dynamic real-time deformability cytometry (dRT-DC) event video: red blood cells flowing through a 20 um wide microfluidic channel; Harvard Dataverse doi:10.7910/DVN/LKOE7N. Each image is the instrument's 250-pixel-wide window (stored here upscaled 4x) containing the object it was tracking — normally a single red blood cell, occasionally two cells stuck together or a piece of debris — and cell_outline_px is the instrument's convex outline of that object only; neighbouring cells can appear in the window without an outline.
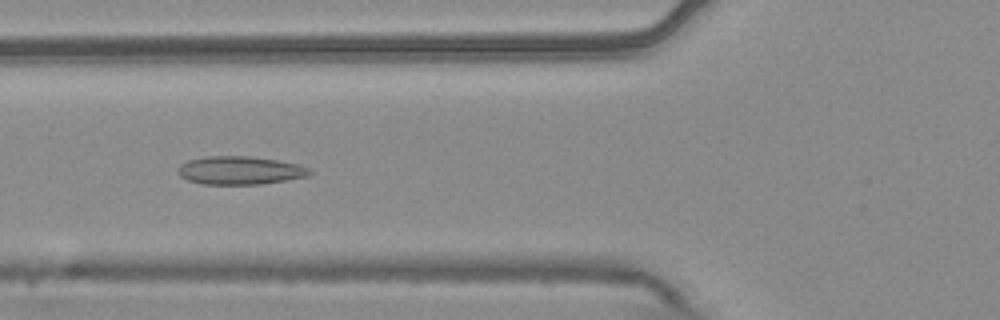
{"species": "common noctule bat (a hibernating species)", "species_latin": "Nyctalus noctula", "temperature_condition": "warm", "stored_images_in_passage": 7, "camera_frame_rate_fps": 3000, "um_per_image_px": 0.085, "animal": {"sex": "male", "body_mass_g": 20.4}, "frame": {"image": 1, "passage_image": 5, "time_ms": 1.333, "image_size_px": [1000, 320], "cell_outline_px": [[312, 172], [308, 176], [260, 184], [200, 184], [188, 180], [180, 176], [176, 172], [176, 168], [180, 164], [188, 160], [208, 156], [248, 156], [276, 160], [296, 164], [308, 168]], "centroid_in_image_um": [20.32, 14.48], "position_along_channel_um": 105.5, "area_um2": 21.56}}
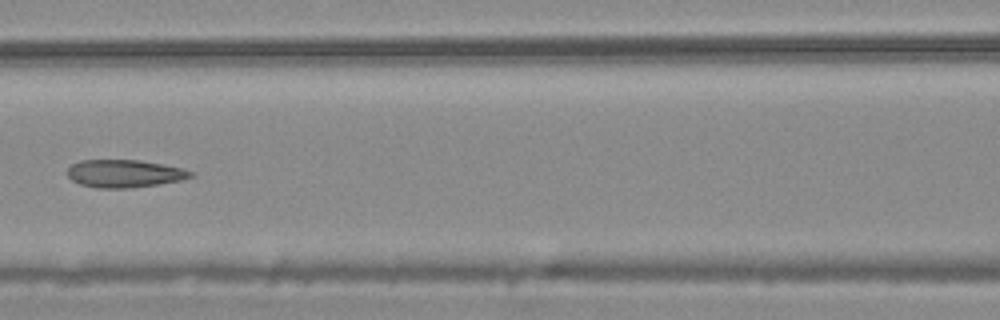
{"frame": {"image": 2, "passage_image": 6, "time_ms": 1.667, "image_size_px": [1000, 320], "cell_outline_px": [[196, 176], [180, 180], [156, 184], [128, 188], [96, 188], [80, 184], [72, 180], [68, 176], [68, 168], [72, 164], [80, 160], [140, 160], [184, 168], [196, 172]], "centroid_in_image_um": [10.61, 14.75], "position_along_channel_um": 156.0, "area_um2": 20.0}}
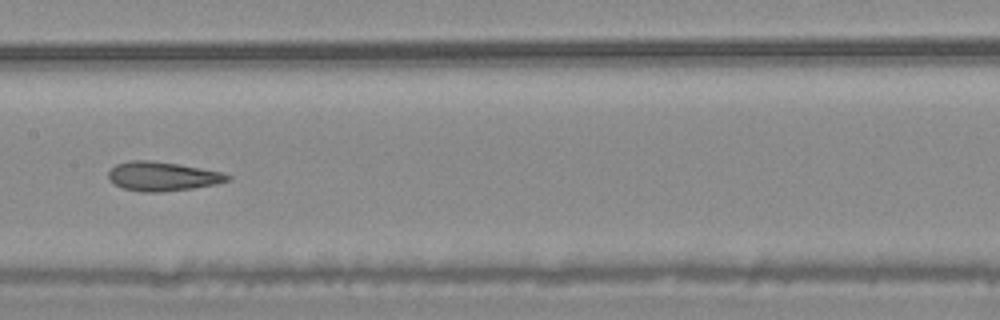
{"frame": {"image": 3, "passage_image": 7, "time_ms": 2.0, "image_size_px": [1000, 320], "cell_outline_px": [[232, 180], [216, 184], [192, 188], [160, 192], [144, 192], [124, 188], [116, 184], [108, 176], [108, 172], [116, 164], [132, 160], [148, 160], [176, 164], [220, 172], [232, 176]], "centroid_in_image_um": [13.83, 14.99], "position_along_channel_um": 193.6, "area_um2": 19.83}}